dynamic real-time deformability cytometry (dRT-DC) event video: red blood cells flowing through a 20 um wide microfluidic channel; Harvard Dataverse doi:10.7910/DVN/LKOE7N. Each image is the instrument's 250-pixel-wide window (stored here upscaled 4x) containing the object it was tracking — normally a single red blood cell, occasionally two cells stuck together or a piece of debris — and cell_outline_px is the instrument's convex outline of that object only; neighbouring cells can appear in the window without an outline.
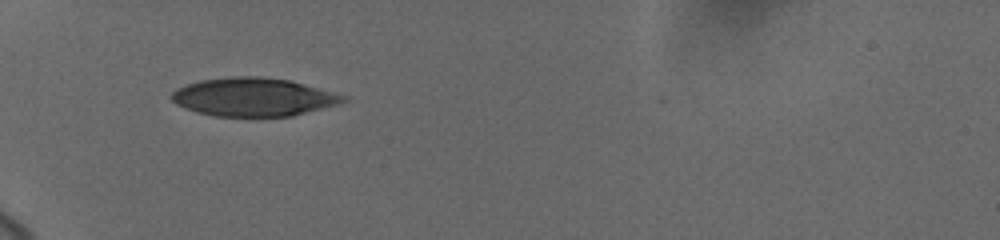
{"species": "human", "species_latin": "Homo sapiens", "temperature_condition": "cold", "stored_images_in_passage": 48, "camera_frame_rate_fps": 3000, "um_per_image_px": 0.085, "donor": {"sex": "female"}, "frame": {"image": 1, "passage_image": 1, "time_ms": 0.0, "image_size_px": [1000, 240], "cell_outline_px": [[348, 100], [336, 104], [292, 116], [212, 116], [196, 112], [176, 104], [172, 100], [172, 92], [176, 88], [200, 80], [232, 76], [260, 76], [288, 80], [304, 84], [348, 96]], "centroid_in_image_um": [21.52, 8.24], "position_along_channel_um": 63.5, "area_um2": 38.15}}
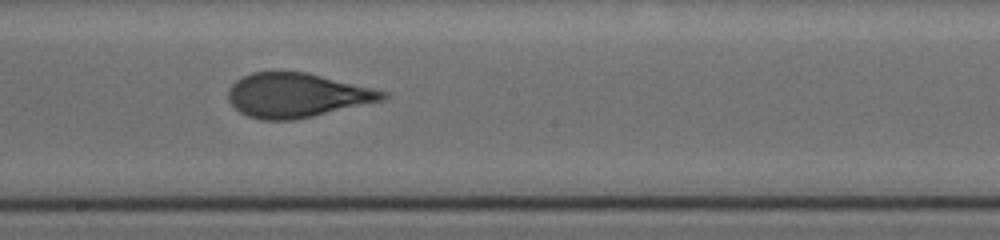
{"frame": {"image": 2, "passage_image": 20, "time_ms": 4.667, "image_size_px": [1000, 240], "cell_outline_px": [[388, 96], [384, 100], [312, 116], [292, 120], [260, 120], [248, 116], [240, 112], [228, 100], [228, 88], [236, 80], [252, 72], [308, 72], [388, 92]], "centroid_in_image_um": [25.22, 8.09], "position_along_channel_um": 223.0, "area_um2": 39.65}}
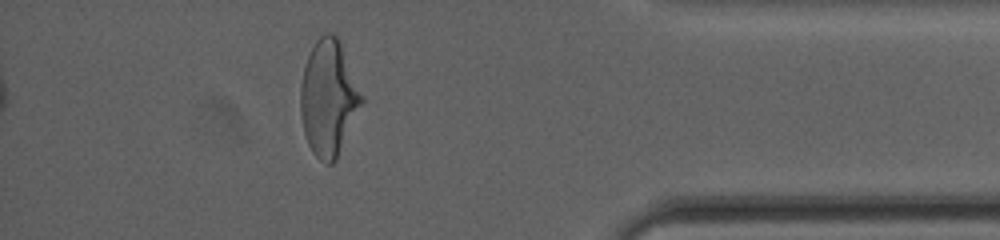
{"frame": {"image": 3, "passage_image": 41, "time_ms": 10.333, "image_size_px": [1000, 240], "cell_outline_px": [[364, 104], [336, 160], [332, 164], [328, 164], [320, 160], [312, 152], [308, 144], [304, 132], [300, 112], [300, 84], [304, 68], [308, 56], [316, 40], [320, 36], [328, 32], [332, 32], [336, 36], [340, 44], [364, 96]], "centroid_in_image_um": [27.94, 8.37], "position_along_channel_um": 407.3, "area_um2": 41.27}, "authors_computed_cell_mechanics": {"area_um2": 40.0554, "velocity_mm_per_s": 3.6911, "shape_relaxation_time_tau1_ms": 4.6591, "shape_relaxation_time_tau2_ms": null, "deformation_change_tau1": 0.1824, "deformation_change_tau2": null}}